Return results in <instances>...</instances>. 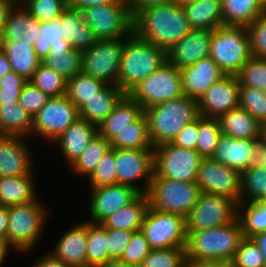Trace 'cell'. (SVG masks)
Wrapping results in <instances>:
<instances>
[{
    "instance_id": "obj_1",
    "label": "cell",
    "mask_w": 266,
    "mask_h": 267,
    "mask_svg": "<svg viewBox=\"0 0 266 267\" xmlns=\"http://www.w3.org/2000/svg\"><path fill=\"white\" fill-rule=\"evenodd\" d=\"M192 28L181 4L146 7L134 16V33L168 52Z\"/></svg>"
},
{
    "instance_id": "obj_2",
    "label": "cell",
    "mask_w": 266,
    "mask_h": 267,
    "mask_svg": "<svg viewBox=\"0 0 266 267\" xmlns=\"http://www.w3.org/2000/svg\"><path fill=\"white\" fill-rule=\"evenodd\" d=\"M153 147L172 142L177 134L199 116L198 101L183 95L144 111Z\"/></svg>"
},
{
    "instance_id": "obj_3",
    "label": "cell",
    "mask_w": 266,
    "mask_h": 267,
    "mask_svg": "<svg viewBox=\"0 0 266 267\" xmlns=\"http://www.w3.org/2000/svg\"><path fill=\"white\" fill-rule=\"evenodd\" d=\"M167 62V52L133 33L126 41L118 74V87L127 95Z\"/></svg>"
},
{
    "instance_id": "obj_4",
    "label": "cell",
    "mask_w": 266,
    "mask_h": 267,
    "mask_svg": "<svg viewBox=\"0 0 266 267\" xmlns=\"http://www.w3.org/2000/svg\"><path fill=\"white\" fill-rule=\"evenodd\" d=\"M243 238L238 218L223 226L190 232L186 241V257L230 264Z\"/></svg>"
},
{
    "instance_id": "obj_5",
    "label": "cell",
    "mask_w": 266,
    "mask_h": 267,
    "mask_svg": "<svg viewBox=\"0 0 266 267\" xmlns=\"http://www.w3.org/2000/svg\"><path fill=\"white\" fill-rule=\"evenodd\" d=\"M209 56L224 74L236 75L252 57L247 27L222 25L212 30Z\"/></svg>"
},
{
    "instance_id": "obj_6",
    "label": "cell",
    "mask_w": 266,
    "mask_h": 267,
    "mask_svg": "<svg viewBox=\"0 0 266 267\" xmlns=\"http://www.w3.org/2000/svg\"><path fill=\"white\" fill-rule=\"evenodd\" d=\"M200 193L196 182H179L164 177H152L146 195L152 209L186 218Z\"/></svg>"
},
{
    "instance_id": "obj_7",
    "label": "cell",
    "mask_w": 266,
    "mask_h": 267,
    "mask_svg": "<svg viewBox=\"0 0 266 267\" xmlns=\"http://www.w3.org/2000/svg\"><path fill=\"white\" fill-rule=\"evenodd\" d=\"M8 207L7 246L26 252L41 237L47 211L38 199L28 204Z\"/></svg>"
},
{
    "instance_id": "obj_8",
    "label": "cell",
    "mask_w": 266,
    "mask_h": 267,
    "mask_svg": "<svg viewBox=\"0 0 266 267\" xmlns=\"http://www.w3.org/2000/svg\"><path fill=\"white\" fill-rule=\"evenodd\" d=\"M81 12L97 40L117 39L134 33V16L126 0L91 6Z\"/></svg>"
},
{
    "instance_id": "obj_9",
    "label": "cell",
    "mask_w": 266,
    "mask_h": 267,
    "mask_svg": "<svg viewBox=\"0 0 266 267\" xmlns=\"http://www.w3.org/2000/svg\"><path fill=\"white\" fill-rule=\"evenodd\" d=\"M143 109L184 95L180 69L168 61L127 94Z\"/></svg>"
},
{
    "instance_id": "obj_10",
    "label": "cell",
    "mask_w": 266,
    "mask_h": 267,
    "mask_svg": "<svg viewBox=\"0 0 266 267\" xmlns=\"http://www.w3.org/2000/svg\"><path fill=\"white\" fill-rule=\"evenodd\" d=\"M129 37L96 40L82 52V72L106 84L118 86L121 56Z\"/></svg>"
},
{
    "instance_id": "obj_11",
    "label": "cell",
    "mask_w": 266,
    "mask_h": 267,
    "mask_svg": "<svg viewBox=\"0 0 266 267\" xmlns=\"http://www.w3.org/2000/svg\"><path fill=\"white\" fill-rule=\"evenodd\" d=\"M202 156L192 149L167 142L154 147V173L179 182H196Z\"/></svg>"
},
{
    "instance_id": "obj_12",
    "label": "cell",
    "mask_w": 266,
    "mask_h": 267,
    "mask_svg": "<svg viewBox=\"0 0 266 267\" xmlns=\"http://www.w3.org/2000/svg\"><path fill=\"white\" fill-rule=\"evenodd\" d=\"M238 217V202L220 195L201 192L185 218L186 234L234 222Z\"/></svg>"
},
{
    "instance_id": "obj_13",
    "label": "cell",
    "mask_w": 266,
    "mask_h": 267,
    "mask_svg": "<svg viewBox=\"0 0 266 267\" xmlns=\"http://www.w3.org/2000/svg\"><path fill=\"white\" fill-rule=\"evenodd\" d=\"M141 231L151 249L186 247V222L181 215L160 212L149 206Z\"/></svg>"
},
{
    "instance_id": "obj_14",
    "label": "cell",
    "mask_w": 266,
    "mask_h": 267,
    "mask_svg": "<svg viewBox=\"0 0 266 267\" xmlns=\"http://www.w3.org/2000/svg\"><path fill=\"white\" fill-rule=\"evenodd\" d=\"M79 116V109L66 97H52L32 118L31 133L54 142Z\"/></svg>"
},
{
    "instance_id": "obj_15",
    "label": "cell",
    "mask_w": 266,
    "mask_h": 267,
    "mask_svg": "<svg viewBox=\"0 0 266 267\" xmlns=\"http://www.w3.org/2000/svg\"><path fill=\"white\" fill-rule=\"evenodd\" d=\"M196 184L200 192L225 196L240 203L241 173L211 157L202 158Z\"/></svg>"
},
{
    "instance_id": "obj_16",
    "label": "cell",
    "mask_w": 266,
    "mask_h": 267,
    "mask_svg": "<svg viewBox=\"0 0 266 267\" xmlns=\"http://www.w3.org/2000/svg\"><path fill=\"white\" fill-rule=\"evenodd\" d=\"M115 160L118 183L146 194L154 173V149H115ZM141 178L146 180L143 189L134 184Z\"/></svg>"
},
{
    "instance_id": "obj_17",
    "label": "cell",
    "mask_w": 266,
    "mask_h": 267,
    "mask_svg": "<svg viewBox=\"0 0 266 267\" xmlns=\"http://www.w3.org/2000/svg\"><path fill=\"white\" fill-rule=\"evenodd\" d=\"M240 84L236 75L225 74L216 81L198 101L199 115L219 118L239 107Z\"/></svg>"
},
{
    "instance_id": "obj_18",
    "label": "cell",
    "mask_w": 266,
    "mask_h": 267,
    "mask_svg": "<svg viewBox=\"0 0 266 267\" xmlns=\"http://www.w3.org/2000/svg\"><path fill=\"white\" fill-rule=\"evenodd\" d=\"M91 190V220L88 222L97 224H101L108 216L131 203L140 194L136 188L119 183Z\"/></svg>"
},
{
    "instance_id": "obj_19",
    "label": "cell",
    "mask_w": 266,
    "mask_h": 267,
    "mask_svg": "<svg viewBox=\"0 0 266 267\" xmlns=\"http://www.w3.org/2000/svg\"><path fill=\"white\" fill-rule=\"evenodd\" d=\"M259 141L222 134L211 158L242 173L257 162Z\"/></svg>"
},
{
    "instance_id": "obj_20",
    "label": "cell",
    "mask_w": 266,
    "mask_h": 267,
    "mask_svg": "<svg viewBox=\"0 0 266 267\" xmlns=\"http://www.w3.org/2000/svg\"><path fill=\"white\" fill-rule=\"evenodd\" d=\"M212 30L192 29L168 52L167 61L178 69L194 65L210 55Z\"/></svg>"
},
{
    "instance_id": "obj_21",
    "label": "cell",
    "mask_w": 266,
    "mask_h": 267,
    "mask_svg": "<svg viewBox=\"0 0 266 267\" xmlns=\"http://www.w3.org/2000/svg\"><path fill=\"white\" fill-rule=\"evenodd\" d=\"M184 95L199 101L206 91L225 74L208 56L194 65L180 69Z\"/></svg>"
},
{
    "instance_id": "obj_22",
    "label": "cell",
    "mask_w": 266,
    "mask_h": 267,
    "mask_svg": "<svg viewBox=\"0 0 266 267\" xmlns=\"http://www.w3.org/2000/svg\"><path fill=\"white\" fill-rule=\"evenodd\" d=\"M22 136L0 135V177L24 176L31 172V155Z\"/></svg>"
},
{
    "instance_id": "obj_23",
    "label": "cell",
    "mask_w": 266,
    "mask_h": 267,
    "mask_svg": "<svg viewBox=\"0 0 266 267\" xmlns=\"http://www.w3.org/2000/svg\"><path fill=\"white\" fill-rule=\"evenodd\" d=\"M53 255L69 267H87V221L66 231Z\"/></svg>"
},
{
    "instance_id": "obj_24",
    "label": "cell",
    "mask_w": 266,
    "mask_h": 267,
    "mask_svg": "<svg viewBox=\"0 0 266 267\" xmlns=\"http://www.w3.org/2000/svg\"><path fill=\"white\" fill-rule=\"evenodd\" d=\"M22 7V4L17 2L8 14L0 41H23L33 44L39 38L40 22Z\"/></svg>"
},
{
    "instance_id": "obj_25",
    "label": "cell",
    "mask_w": 266,
    "mask_h": 267,
    "mask_svg": "<svg viewBox=\"0 0 266 267\" xmlns=\"http://www.w3.org/2000/svg\"><path fill=\"white\" fill-rule=\"evenodd\" d=\"M98 134V128L85 119L78 118L53 143L60 144L65 160L71 165Z\"/></svg>"
},
{
    "instance_id": "obj_26",
    "label": "cell",
    "mask_w": 266,
    "mask_h": 267,
    "mask_svg": "<svg viewBox=\"0 0 266 267\" xmlns=\"http://www.w3.org/2000/svg\"><path fill=\"white\" fill-rule=\"evenodd\" d=\"M125 95L117 85L107 84L79 108V116L98 128Z\"/></svg>"
},
{
    "instance_id": "obj_27",
    "label": "cell",
    "mask_w": 266,
    "mask_h": 267,
    "mask_svg": "<svg viewBox=\"0 0 266 267\" xmlns=\"http://www.w3.org/2000/svg\"><path fill=\"white\" fill-rule=\"evenodd\" d=\"M12 70L23 76L27 81L32 77L42 60L37 56L34 44L23 41H0Z\"/></svg>"
},
{
    "instance_id": "obj_28",
    "label": "cell",
    "mask_w": 266,
    "mask_h": 267,
    "mask_svg": "<svg viewBox=\"0 0 266 267\" xmlns=\"http://www.w3.org/2000/svg\"><path fill=\"white\" fill-rule=\"evenodd\" d=\"M148 208L147 195L140 193L131 203L108 216L101 224L110 229L139 231Z\"/></svg>"
},
{
    "instance_id": "obj_29",
    "label": "cell",
    "mask_w": 266,
    "mask_h": 267,
    "mask_svg": "<svg viewBox=\"0 0 266 267\" xmlns=\"http://www.w3.org/2000/svg\"><path fill=\"white\" fill-rule=\"evenodd\" d=\"M222 134L235 139L260 140L262 125L242 108H235L218 118Z\"/></svg>"
},
{
    "instance_id": "obj_30",
    "label": "cell",
    "mask_w": 266,
    "mask_h": 267,
    "mask_svg": "<svg viewBox=\"0 0 266 267\" xmlns=\"http://www.w3.org/2000/svg\"><path fill=\"white\" fill-rule=\"evenodd\" d=\"M182 7L192 29L214 30L223 25L222 0H199Z\"/></svg>"
},
{
    "instance_id": "obj_31",
    "label": "cell",
    "mask_w": 266,
    "mask_h": 267,
    "mask_svg": "<svg viewBox=\"0 0 266 267\" xmlns=\"http://www.w3.org/2000/svg\"><path fill=\"white\" fill-rule=\"evenodd\" d=\"M62 36L73 49L81 52L97 40L91 28L84 22L82 12L70 7L62 13Z\"/></svg>"
},
{
    "instance_id": "obj_32",
    "label": "cell",
    "mask_w": 266,
    "mask_h": 267,
    "mask_svg": "<svg viewBox=\"0 0 266 267\" xmlns=\"http://www.w3.org/2000/svg\"><path fill=\"white\" fill-rule=\"evenodd\" d=\"M142 112V107L125 95L98 127V133L110 142L122 128L132 123Z\"/></svg>"
},
{
    "instance_id": "obj_33",
    "label": "cell",
    "mask_w": 266,
    "mask_h": 267,
    "mask_svg": "<svg viewBox=\"0 0 266 267\" xmlns=\"http://www.w3.org/2000/svg\"><path fill=\"white\" fill-rule=\"evenodd\" d=\"M266 10L263 0H222L224 26H250Z\"/></svg>"
},
{
    "instance_id": "obj_34",
    "label": "cell",
    "mask_w": 266,
    "mask_h": 267,
    "mask_svg": "<svg viewBox=\"0 0 266 267\" xmlns=\"http://www.w3.org/2000/svg\"><path fill=\"white\" fill-rule=\"evenodd\" d=\"M31 173L0 177V206L28 204L36 200Z\"/></svg>"
},
{
    "instance_id": "obj_35",
    "label": "cell",
    "mask_w": 266,
    "mask_h": 267,
    "mask_svg": "<svg viewBox=\"0 0 266 267\" xmlns=\"http://www.w3.org/2000/svg\"><path fill=\"white\" fill-rule=\"evenodd\" d=\"M110 148L154 149L149 138L148 124L144 112L117 133L110 141Z\"/></svg>"
},
{
    "instance_id": "obj_36",
    "label": "cell",
    "mask_w": 266,
    "mask_h": 267,
    "mask_svg": "<svg viewBox=\"0 0 266 267\" xmlns=\"http://www.w3.org/2000/svg\"><path fill=\"white\" fill-rule=\"evenodd\" d=\"M39 35L33 44L35 52L41 60L49 52H69L73 49L62 36V15L52 21L40 23Z\"/></svg>"
},
{
    "instance_id": "obj_37",
    "label": "cell",
    "mask_w": 266,
    "mask_h": 267,
    "mask_svg": "<svg viewBox=\"0 0 266 267\" xmlns=\"http://www.w3.org/2000/svg\"><path fill=\"white\" fill-rule=\"evenodd\" d=\"M31 130L32 117L19 102L0 105V135L25 137Z\"/></svg>"
},
{
    "instance_id": "obj_38",
    "label": "cell",
    "mask_w": 266,
    "mask_h": 267,
    "mask_svg": "<svg viewBox=\"0 0 266 267\" xmlns=\"http://www.w3.org/2000/svg\"><path fill=\"white\" fill-rule=\"evenodd\" d=\"M245 197L247 198L245 199ZM261 199H266V168L256 162L241 173V193L238 211H240V207L245 205L243 202H255Z\"/></svg>"
},
{
    "instance_id": "obj_39",
    "label": "cell",
    "mask_w": 266,
    "mask_h": 267,
    "mask_svg": "<svg viewBox=\"0 0 266 267\" xmlns=\"http://www.w3.org/2000/svg\"><path fill=\"white\" fill-rule=\"evenodd\" d=\"M106 85L81 72L67 80L66 97L79 109L88 99L99 94Z\"/></svg>"
},
{
    "instance_id": "obj_40",
    "label": "cell",
    "mask_w": 266,
    "mask_h": 267,
    "mask_svg": "<svg viewBox=\"0 0 266 267\" xmlns=\"http://www.w3.org/2000/svg\"><path fill=\"white\" fill-rule=\"evenodd\" d=\"M107 228L87 220V267H96L109 260Z\"/></svg>"
},
{
    "instance_id": "obj_41",
    "label": "cell",
    "mask_w": 266,
    "mask_h": 267,
    "mask_svg": "<svg viewBox=\"0 0 266 267\" xmlns=\"http://www.w3.org/2000/svg\"><path fill=\"white\" fill-rule=\"evenodd\" d=\"M82 63V52L76 49H71L69 52H49L42 59V64L52 68L65 80L81 73Z\"/></svg>"
},
{
    "instance_id": "obj_42",
    "label": "cell",
    "mask_w": 266,
    "mask_h": 267,
    "mask_svg": "<svg viewBox=\"0 0 266 267\" xmlns=\"http://www.w3.org/2000/svg\"><path fill=\"white\" fill-rule=\"evenodd\" d=\"M109 148L110 142L98 133L70 166L77 174L89 176Z\"/></svg>"
},
{
    "instance_id": "obj_43",
    "label": "cell",
    "mask_w": 266,
    "mask_h": 267,
    "mask_svg": "<svg viewBox=\"0 0 266 267\" xmlns=\"http://www.w3.org/2000/svg\"><path fill=\"white\" fill-rule=\"evenodd\" d=\"M244 212H238V220L242 227L243 237L252 236L266 231V199L247 202Z\"/></svg>"
},
{
    "instance_id": "obj_44",
    "label": "cell",
    "mask_w": 266,
    "mask_h": 267,
    "mask_svg": "<svg viewBox=\"0 0 266 267\" xmlns=\"http://www.w3.org/2000/svg\"><path fill=\"white\" fill-rule=\"evenodd\" d=\"M198 134L196 151L203 158L212 157L222 135L218 118H205L199 115Z\"/></svg>"
},
{
    "instance_id": "obj_45",
    "label": "cell",
    "mask_w": 266,
    "mask_h": 267,
    "mask_svg": "<svg viewBox=\"0 0 266 267\" xmlns=\"http://www.w3.org/2000/svg\"><path fill=\"white\" fill-rule=\"evenodd\" d=\"M29 81L49 98L66 95L67 80L42 63Z\"/></svg>"
},
{
    "instance_id": "obj_46",
    "label": "cell",
    "mask_w": 266,
    "mask_h": 267,
    "mask_svg": "<svg viewBox=\"0 0 266 267\" xmlns=\"http://www.w3.org/2000/svg\"><path fill=\"white\" fill-rule=\"evenodd\" d=\"M18 2L40 23L60 17L68 7V0H18Z\"/></svg>"
},
{
    "instance_id": "obj_47",
    "label": "cell",
    "mask_w": 266,
    "mask_h": 267,
    "mask_svg": "<svg viewBox=\"0 0 266 267\" xmlns=\"http://www.w3.org/2000/svg\"><path fill=\"white\" fill-rule=\"evenodd\" d=\"M239 108L244 109L262 126L266 125V91L240 86Z\"/></svg>"
},
{
    "instance_id": "obj_48",
    "label": "cell",
    "mask_w": 266,
    "mask_h": 267,
    "mask_svg": "<svg viewBox=\"0 0 266 267\" xmlns=\"http://www.w3.org/2000/svg\"><path fill=\"white\" fill-rule=\"evenodd\" d=\"M240 86L266 91V58L251 57L236 74Z\"/></svg>"
},
{
    "instance_id": "obj_49",
    "label": "cell",
    "mask_w": 266,
    "mask_h": 267,
    "mask_svg": "<svg viewBox=\"0 0 266 267\" xmlns=\"http://www.w3.org/2000/svg\"><path fill=\"white\" fill-rule=\"evenodd\" d=\"M115 149L109 148L88 176L91 188L118 184Z\"/></svg>"
},
{
    "instance_id": "obj_50",
    "label": "cell",
    "mask_w": 266,
    "mask_h": 267,
    "mask_svg": "<svg viewBox=\"0 0 266 267\" xmlns=\"http://www.w3.org/2000/svg\"><path fill=\"white\" fill-rule=\"evenodd\" d=\"M186 247L152 249L140 267H183Z\"/></svg>"
},
{
    "instance_id": "obj_51",
    "label": "cell",
    "mask_w": 266,
    "mask_h": 267,
    "mask_svg": "<svg viewBox=\"0 0 266 267\" xmlns=\"http://www.w3.org/2000/svg\"><path fill=\"white\" fill-rule=\"evenodd\" d=\"M229 265L231 267H266V262L254 241L244 237Z\"/></svg>"
},
{
    "instance_id": "obj_52",
    "label": "cell",
    "mask_w": 266,
    "mask_h": 267,
    "mask_svg": "<svg viewBox=\"0 0 266 267\" xmlns=\"http://www.w3.org/2000/svg\"><path fill=\"white\" fill-rule=\"evenodd\" d=\"M151 250L144 233L141 230L135 231L132 233L130 242L120 257V260L140 267L144 258Z\"/></svg>"
},
{
    "instance_id": "obj_53",
    "label": "cell",
    "mask_w": 266,
    "mask_h": 267,
    "mask_svg": "<svg viewBox=\"0 0 266 267\" xmlns=\"http://www.w3.org/2000/svg\"><path fill=\"white\" fill-rule=\"evenodd\" d=\"M247 29L251 55L256 58H266V10Z\"/></svg>"
},
{
    "instance_id": "obj_54",
    "label": "cell",
    "mask_w": 266,
    "mask_h": 267,
    "mask_svg": "<svg viewBox=\"0 0 266 267\" xmlns=\"http://www.w3.org/2000/svg\"><path fill=\"white\" fill-rule=\"evenodd\" d=\"M27 80L16 72L6 74L0 78V102L1 104L19 102L20 93Z\"/></svg>"
},
{
    "instance_id": "obj_55",
    "label": "cell",
    "mask_w": 266,
    "mask_h": 267,
    "mask_svg": "<svg viewBox=\"0 0 266 267\" xmlns=\"http://www.w3.org/2000/svg\"><path fill=\"white\" fill-rule=\"evenodd\" d=\"M48 100L45 93L27 81L20 93L19 103L33 118Z\"/></svg>"
},
{
    "instance_id": "obj_56",
    "label": "cell",
    "mask_w": 266,
    "mask_h": 267,
    "mask_svg": "<svg viewBox=\"0 0 266 267\" xmlns=\"http://www.w3.org/2000/svg\"><path fill=\"white\" fill-rule=\"evenodd\" d=\"M134 231L107 228L109 259H120Z\"/></svg>"
},
{
    "instance_id": "obj_57",
    "label": "cell",
    "mask_w": 266,
    "mask_h": 267,
    "mask_svg": "<svg viewBox=\"0 0 266 267\" xmlns=\"http://www.w3.org/2000/svg\"><path fill=\"white\" fill-rule=\"evenodd\" d=\"M198 117L188 123L174 138L172 144L186 149L196 150L198 142Z\"/></svg>"
},
{
    "instance_id": "obj_58",
    "label": "cell",
    "mask_w": 266,
    "mask_h": 267,
    "mask_svg": "<svg viewBox=\"0 0 266 267\" xmlns=\"http://www.w3.org/2000/svg\"><path fill=\"white\" fill-rule=\"evenodd\" d=\"M126 2L131 10L132 15L135 16L139 11L146 7L174 3L177 2V0H126Z\"/></svg>"
},
{
    "instance_id": "obj_59",
    "label": "cell",
    "mask_w": 266,
    "mask_h": 267,
    "mask_svg": "<svg viewBox=\"0 0 266 267\" xmlns=\"http://www.w3.org/2000/svg\"><path fill=\"white\" fill-rule=\"evenodd\" d=\"M123 0H68V7L82 11L95 5H105L121 2Z\"/></svg>"
},
{
    "instance_id": "obj_60",
    "label": "cell",
    "mask_w": 266,
    "mask_h": 267,
    "mask_svg": "<svg viewBox=\"0 0 266 267\" xmlns=\"http://www.w3.org/2000/svg\"><path fill=\"white\" fill-rule=\"evenodd\" d=\"M229 264L209 259H194L191 257H186L183 267H228Z\"/></svg>"
},
{
    "instance_id": "obj_61",
    "label": "cell",
    "mask_w": 266,
    "mask_h": 267,
    "mask_svg": "<svg viewBox=\"0 0 266 267\" xmlns=\"http://www.w3.org/2000/svg\"><path fill=\"white\" fill-rule=\"evenodd\" d=\"M17 2L18 0H0V34L6 24L8 14Z\"/></svg>"
},
{
    "instance_id": "obj_62",
    "label": "cell",
    "mask_w": 266,
    "mask_h": 267,
    "mask_svg": "<svg viewBox=\"0 0 266 267\" xmlns=\"http://www.w3.org/2000/svg\"><path fill=\"white\" fill-rule=\"evenodd\" d=\"M9 220V207L0 206V241L7 244V231Z\"/></svg>"
},
{
    "instance_id": "obj_63",
    "label": "cell",
    "mask_w": 266,
    "mask_h": 267,
    "mask_svg": "<svg viewBox=\"0 0 266 267\" xmlns=\"http://www.w3.org/2000/svg\"><path fill=\"white\" fill-rule=\"evenodd\" d=\"M257 162L266 168V125L262 126L258 146Z\"/></svg>"
},
{
    "instance_id": "obj_64",
    "label": "cell",
    "mask_w": 266,
    "mask_h": 267,
    "mask_svg": "<svg viewBox=\"0 0 266 267\" xmlns=\"http://www.w3.org/2000/svg\"><path fill=\"white\" fill-rule=\"evenodd\" d=\"M34 267H69L65 265L60 259L56 258L53 254L42 257L38 260Z\"/></svg>"
},
{
    "instance_id": "obj_65",
    "label": "cell",
    "mask_w": 266,
    "mask_h": 267,
    "mask_svg": "<svg viewBox=\"0 0 266 267\" xmlns=\"http://www.w3.org/2000/svg\"><path fill=\"white\" fill-rule=\"evenodd\" d=\"M251 239L257 245L258 249L261 251L266 262V231L252 236Z\"/></svg>"
},
{
    "instance_id": "obj_66",
    "label": "cell",
    "mask_w": 266,
    "mask_h": 267,
    "mask_svg": "<svg viewBox=\"0 0 266 267\" xmlns=\"http://www.w3.org/2000/svg\"><path fill=\"white\" fill-rule=\"evenodd\" d=\"M12 71L13 70L10 65V61L8 60L4 51L0 48V78L8 73H11Z\"/></svg>"
},
{
    "instance_id": "obj_67",
    "label": "cell",
    "mask_w": 266,
    "mask_h": 267,
    "mask_svg": "<svg viewBox=\"0 0 266 267\" xmlns=\"http://www.w3.org/2000/svg\"><path fill=\"white\" fill-rule=\"evenodd\" d=\"M96 267H137L131 264H128L120 259H109L103 264L97 265Z\"/></svg>"
},
{
    "instance_id": "obj_68",
    "label": "cell",
    "mask_w": 266,
    "mask_h": 267,
    "mask_svg": "<svg viewBox=\"0 0 266 267\" xmlns=\"http://www.w3.org/2000/svg\"><path fill=\"white\" fill-rule=\"evenodd\" d=\"M9 247L5 242L0 241V267L3 264L7 254H8Z\"/></svg>"
},
{
    "instance_id": "obj_69",
    "label": "cell",
    "mask_w": 266,
    "mask_h": 267,
    "mask_svg": "<svg viewBox=\"0 0 266 267\" xmlns=\"http://www.w3.org/2000/svg\"><path fill=\"white\" fill-rule=\"evenodd\" d=\"M199 0H177V3L181 4V5H184V4H187V3H191V2H197Z\"/></svg>"
}]
</instances>
